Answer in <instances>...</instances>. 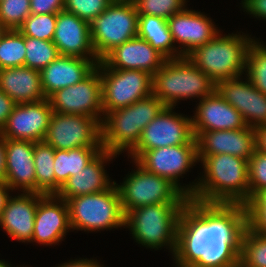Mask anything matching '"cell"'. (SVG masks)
I'll use <instances>...</instances> for the list:
<instances>
[{
    "label": "cell",
    "mask_w": 266,
    "mask_h": 267,
    "mask_svg": "<svg viewBox=\"0 0 266 267\" xmlns=\"http://www.w3.org/2000/svg\"><path fill=\"white\" fill-rule=\"evenodd\" d=\"M247 226L244 204L188 198L178 221L173 260L180 267H237Z\"/></svg>",
    "instance_id": "1"
},
{
    "label": "cell",
    "mask_w": 266,
    "mask_h": 267,
    "mask_svg": "<svg viewBox=\"0 0 266 267\" xmlns=\"http://www.w3.org/2000/svg\"><path fill=\"white\" fill-rule=\"evenodd\" d=\"M203 173L191 199L203 203L249 202L248 160L229 154L197 155Z\"/></svg>",
    "instance_id": "2"
},
{
    "label": "cell",
    "mask_w": 266,
    "mask_h": 267,
    "mask_svg": "<svg viewBox=\"0 0 266 267\" xmlns=\"http://www.w3.org/2000/svg\"><path fill=\"white\" fill-rule=\"evenodd\" d=\"M221 32L186 56L215 84L245 74L249 45L256 38L238 31L228 35Z\"/></svg>",
    "instance_id": "3"
},
{
    "label": "cell",
    "mask_w": 266,
    "mask_h": 267,
    "mask_svg": "<svg viewBox=\"0 0 266 267\" xmlns=\"http://www.w3.org/2000/svg\"><path fill=\"white\" fill-rule=\"evenodd\" d=\"M165 107L153 94L124 108L107 112L101 123L102 149L119 156L138 143L143 129Z\"/></svg>",
    "instance_id": "4"
},
{
    "label": "cell",
    "mask_w": 266,
    "mask_h": 267,
    "mask_svg": "<svg viewBox=\"0 0 266 267\" xmlns=\"http://www.w3.org/2000/svg\"><path fill=\"white\" fill-rule=\"evenodd\" d=\"M185 204H151L135 208L125 215V228H129L138 244L155 250H161L165 246L173 258L178 221Z\"/></svg>",
    "instance_id": "5"
},
{
    "label": "cell",
    "mask_w": 266,
    "mask_h": 267,
    "mask_svg": "<svg viewBox=\"0 0 266 267\" xmlns=\"http://www.w3.org/2000/svg\"><path fill=\"white\" fill-rule=\"evenodd\" d=\"M152 85L153 95L169 107H176L180 100L199 101L216 89V84L187 57L167 59L153 75Z\"/></svg>",
    "instance_id": "6"
},
{
    "label": "cell",
    "mask_w": 266,
    "mask_h": 267,
    "mask_svg": "<svg viewBox=\"0 0 266 267\" xmlns=\"http://www.w3.org/2000/svg\"><path fill=\"white\" fill-rule=\"evenodd\" d=\"M71 229L90 231L125 228L119 192L115 183L106 191L73 197L67 201Z\"/></svg>",
    "instance_id": "7"
},
{
    "label": "cell",
    "mask_w": 266,
    "mask_h": 267,
    "mask_svg": "<svg viewBox=\"0 0 266 267\" xmlns=\"http://www.w3.org/2000/svg\"><path fill=\"white\" fill-rule=\"evenodd\" d=\"M138 16L133 0H114L90 22L91 42L99 61L115 47L137 37Z\"/></svg>",
    "instance_id": "8"
},
{
    "label": "cell",
    "mask_w": 266,
    "mask_h": 267,
    "mask_svg": "<svg viewBox=\"0 0 266 267\" xmlns=\"http://www.w3.org/2000/svg\"><path fill=\"white\" fill-rule=\"evenodd\" d=\"M135 169L117 186L124 214L151 204L186 203L188 198L168 179L147 172L136 161Z\"/></svg>",
    "instance_id": "9"
},
{
    "label": "cell",
    "mask_w": 266,
    "mask_h": 267,
    "mask_svg": "<svg viewBox=\"0 0 266 267\" xmlns=\"http://www.w3.org/2000/svg\"><path fill=\"white\" fill-rule=\"evenodd\" d=\"M102 81V108L104 115L132 105L153 94V76L141 70H118L107 68L101 61L97 64Z\"/></svg>",
    "instance_id": "10"
},
{
    "label": "cell",
    "mask_w": 266,
    "mask_h": 267,
    "mask_svg": "<svg viewBox=\"0 0 266 267\" xmlns=\"http://www.w3.org/2000/svg\"><path fill=\"white\" fill-rule=\"evenodd\" d=\"M136 162L147 172L157 174L173 183L187 198H191L198 184L195 179L189 184L180 183L189 169L198 163L197 144L165 146L145 151ZM181 184V185H180Z\"/></svg>",
    "instance_id": "11"
},
{
    "label": "cell",
    "mask_w": 266,
    "mask_h": 267,
    "mask_svg": "<svg viewBox=\"0 0 266 267\" xmlns=\"http://www.w3.org/2000/svg\"><path fill=\"white\" fill-rule=\"evenodd\" d=\"M175 107L165 106L143 129L137 145L128 153L136 161L145 151L165 146L197 144L192 130L191 116L174 111Z\"/></svg>",
    "instance_id": "12"
},
{
    "label": "cell",
    "mask_w": 266,
    "mask_h": 267,
    "mask_svg": "<svg viewBox=\"0 0 266 267\" xmlns=\"http://www.w3.org/2000/svg\"><path fill=\"white\" fill-rule=\"evenodd\" d=\"M43 142L60 150L102 147L101 123L85 115L53 112Z\"/></svg>",
    "instance_id": "13"
},
{
    "label": "cell",
    "mask_w": 266,
    "mask_h": 267,
    "mask_svg": "<svg viewBox=\"0 0 266 267\" xmlns=\"http://www.w3.org/2000/svg\"><path fill=\"white\" fill-rule=\"evenodd\" d=\"M48 100L53 112L85 115L102 123L104 113L100 70L96 68L83 81L57 90Z\"/></svg>",
    "instance_id": "14"
},
{
    "label": "cell",
    "mask_w": 266,
    "mask_h": 267,
    "mask_svg": "<svg viewBox=\"0 0 266 267\" xmlns=\"http://www.w3.org/2000/svg\"><path fill=\"white\" fill-rule=\"evenodd\" d=\"M52 113L48 99L15 104L0 132L4 138L42 142Z\"/></svg>",
    "instance_id": "15"
},
{
    "label": "cell",
    "mask_w": 266,
    "mask_h": 267,
    "mask_svg": "<svg viewBox=\"0 0 266 267\" xmlns=\"http://www.w3.org/2000/svg\"><path fill=\"white\" fill-rule=\"evenodd\" d=\"M71 232L66 200L56 194H39L31 242L45 246L58 245Z\"/></svg>",
    "instance_id": "16"
},
{
    "label": "cell",
    "mask_w": 266,
    "mask_h": 267,
    "mask_svg": "<svg viewBox=\"0 0 266 267\" xmlns=\"http://www.w3.org/2000/svg\"><path fill=\"white\" fill-rule=\"evenodd\" d=\"M244 77L242 75L219 81L216 90L241 113L245 124L255 129L266 125V95L258 91L245 75Z\"/></svg>",
    "instance_id": "17"
},
{
    "label": "cell",
    "mask_w": 266,
    "mask_h": 267,
    "mask_svg": "<svg viewBox=\"0 0 266 267\" xmlns=\"http://www.w3.org/2000/svg\"><path fill=\"white\" fill-rule=\"evenodd\" d=\"M169 30L176 43L180 58L204 45L220 32L211 18L201 11L187 8L167 19ZM181 45V46H180Z\"/></svg>",
    "instance_id": "18"
},
{
    "label": "cell",
    "mask_w": 266,
    "mask_h": 267,
    "mask_svg": "<svg viewBox=\"0 0 266 267\" xmlns=\"http://www.w3.org/2000/svg\"><path fill=\"white\" fill-rule=\"evenodd\" d=\"M196 105L194 115L191 117L195 138L201 132L238 130L247 126L241 113L225 101L216 89Z\"/></svg>",
    "instance_id": "19"
},
{
    "label": "cell",
    "mask_w": 266,
    "mask_h": 267,
    "mask_svg": "<svg viewBox=\"0 0 266 267\" xmlns=\"http://www.w3.org/2000/svg\"><path fill=\"white\" fill-rule=\"evenodd\" d=\"M52 42L61 56L98 59L91 42L90 23L67 11L57 13Z\"/></svg>",
    "instance_id": "20"
},
{
    "label": "cell",
    "mask_w": 266,
    "mask_h": 267,
    "mask_svg": "<svg viewBox=\"0 0 266 267\" xmlns=\"http://www.w3.org/2000/svg\"><path fill=\"white\" fill-rule=\"evenodd\" d=\"M197 155L229 154L249 160L256 149L255 129L201 132L196 138Z\"/></svg>",
    "instance_id": "21"
},
{
    "label": "cell",
    "mask_w": 266,
    "mask_h": 267,
    "mask_svg": "<svg viewBox=\"0 0 266 267\" xmlns=\"http://www.w3.org/2000/svg\"><path fill=\"white\" fill-rule=\"evenodd\" d=\"M167 59L138 36L111 50L101 62L111 69L141 70L152 76Z\"/></svg>",
    "instance_id": "22"
},
{
    "label": "cell",
    "mask_w": 266,
    "mask_h": 267,
    "mask_svg": "<svg viewBox=\"0 0 266 267\" xmlns=\"http://www.w3.org/2000/svg\"><path fill=\"white\" fill-rule=\"evenodd\" d=\"M5 183L14 192L36 193L34 142L5 138Z\"/></svg>",
    "instance_id": "23"
},
{
    "label": "cell",
    "mask_w": 266,
    "mask_h": 267,
    "mask_svg": "<svg viewBox=\"0 0 266 267\" xmlns=\"http://www.w3.org/2000/svg\"><path fill=\"white\" fill-rule=\"evenodd\" d=\"M100 61L59 55L40 71L42 88L48 99L62 88L75 85L88 77Z\"/></svg>",
    "instance_id": "24"
},
{
    "label": "cell",
    "mask_w": 266,
    "mask_h": 267,
    "mask_svg": "<svg viewBox=\"0 0 266 267\" xmlns=\"http://www.w3.org/2000/svg\"><path fill=\"white\" fill-rule=\"evenodd\" d=\"M116 157V154L102 150L83 170L69 177L56 195L67 201L73 197L108 190L115 181L109 178L105 166Z\"/></svg>",
    "instance_id": "25"
},
{
    "label": "cell",
    "mask_w": 266,
    "mask_h": 267,
    "mask_svg": "<svg viewBox=\"0 0 266 267\" xmlns=\"http://www.w3.org/2000/svg\"><path fill=\"white\" fill-rule=\"evenodd\" d=\"M39 193H19L10 196L0 216V226L10 238L30 243Z\"/></svg>",
    "instance_id": "26"
},
{
    "label": "cell",
    "mask_w": 266,
    "mask_h": 267,
    "mask_svg": "<svg viewBox=\"0 0 266 267\" xmlns=\"http://www.w3.org/2000/svg\"><path fill=\"white\" fill-rule=\"evenodd\" d=\"M0 89L16 104L47 99L42 88L40 71L26 66L1 69Z\"/></svg>",
    "instance_id": "27"
},
{
    "label": "cell",
    "mask_w": 266,
    "mask_h": 267,
    "mask_svg": "<svg viewBox=\"0 0 266 267\" xmlns=\"http://www.w3.org/2000/svg\"><path fill=\"white\" fill-rule=\"evenodd\" d=\"M166 59L180 58L166 19L153 15L138 16V35Z\"/></svg>",
    "instance_id": "28"
},
{
    "label": "cell",
    "mask_w": 266,
    "mask_h": 267,
    "mask_svg": "<svg viewBox=\"0 0 266 267\" xmlns=\"http://www.w3.org/2000/svg\"><path fill=\"white\" fill-rule=\"evenodd\" d=\"M102 150V147H79L70 150L55 149L53 164L55 194L69 177L83 170Z\"/></svg>",
    "instance_id": "29"
},
{
    "label": "cell",
    "mask_w": 266,
    "mask_h": 267,
    "mask_svg": "<svg viewBox=\"0 0 266 267\" xmlns=\"http://www.w3.org/2000/svg\"><path fill=\"white\" fill-rule=\"evenodd\" d=\"M55 149L42 142H34V167L36 178V193L55 194L54 174Z\"/></svg>",
    "instance_id": "30"
},
{
    "label": "cell",
    "mask_w": 266,
    "mask_h": 267,
    "mask_svg": "<svg viewBox=\"0 0 266 267\" xmlns=\"http://www.w3.org/2000/svg\"><path fill=\"white\" fill-rule=\"evenodd\" d=\"M254 39L246 55L245 74L250 83L266 95V43Z\"/></svg>",
    "instance_id": "31"
},
{
    "label": "cell",
    "mask_w": 266,
    "mask_h": 267,
    "mask_svg": "<svg viewBox=\"0 0 266 267\" xmlns=\"http://www.w3.org/2000/svg\"><path fill=\"white\" fill-rule=\"evenodd\" d=\"M25 36L19 30H8L0 40V70L25 64Z\"/></svg>",
    "instance_id": "32"
},
{
    "label": "cell",
    "mask_w": 266,
    "mask_h": 267,
    "mask_svg": "<svg viewBox=\"0 0 266 267\" xmlns=\"http://www.w3.org/2000/svg\"><path fill=\"white\" fill-rule=\"evenodd\" d=\"M240 264L243 267H266V236L249 226L242 237Z\"/></svg>",
    "instance_id": "33"
},
{
    "label": "cell",
    "mask_w": 266,
    "mask_h": 267,
    "mask_svg": "<svg viewBox=\"0 0 266 267\" xmlns=\"http://www.w3.org/2000/svg\"><path fill=\"white\" fill-rule=\"evenodd\" d=\"M25 47L24 66L37 71H41L59 56L57 47L52 41L25 36Z\"/></svg>",
    "instance_id": "34"
},
{
    "label": "cell",
    "mask_w": 266,
    "mask_h": 267,
    "mask_svg": "<svg viewBox=\"0 0 266 267\" xmlns=\"http://www.w3.org/2000/svg\"><path fill=\"white\" fill-rule=\"evenodd\" d=\"M57 13L30 14L18 29L24 36L52 41L56 28Z\"/></svg>",
    "instance_id": "35"
},
{
    "label": "cell",
    "mask_w": 266,
    "mask_h": 267,
    "mask_svg": "<svg viewBox=\"0 0 266 267\" xmlns=\"http://www.w3.org/2000/svg\"><path fill=\"white\" fill-rule=\"evenodd\" d=\"M138 15H153L169 19L172 15L181 12L188 0H133Z\"/></svg>",
    "instance_id": "36"
},
{
    "label": "cell",
    "mask_w": 266,
    "mask_h": 267,
    "mask_svg": "<svg viewBox=\"0 0 266 267\" xmlns=\"http://www.w3.org/2000/svg\"><path fill=\"white\" fill-rule=\"evenodd\" d=\"M30 14V0L0 1V20L8 30H18Z\"/></svg>",
    "instance_id": "37"
},
{
    "label": "cell",
    "mask_w": 266,
    "mask_h": 267,
    "mask_svg": "<svg viewBox=\"0 0 266 267\" xmlns=\"http://www.w3.org/2000/svg\"><path fill=\"white\" fill-rule=\"evenodd\" d=\"M249 201L266 189V154L255 149L248 160Z\"/></svg>",
    "instance_id": "38"
},
{
    "label": "cell",
    "mask_w": 266,
    "mask_h": 267,
    "mask_svg": "<svg viewBox=\"0 0 266 267\" xmlns=\"http://www.w3.org/2000/svg\"><path fill=\"white\" fill-rule=\"evenodd\" d=\"M114 0H65L64 11L90 23L104 12Z\"/></svg>",
    "instance_id": "39"
},
{
    "label": "cell",
    "mask_w": 266,
    "mask_h": 267,
    "mask_svg": "<svg viewBox=\"0 0 266 267\" xmlns=\"http://www.w3.org/2000/svg\"><path fill=\"white\" fill-rule=\"evenodd\" d=\"M248 226L266 236V189L258 192L247 204Z\"/></svg>",
    "instance_id": "40"
},
{
    "label": "cell",
    "mask_w": 266,
    "mask_h": 267,
    "mask_svg": "<svg viewBox=\"0 0 266 267\" xmlns=\"http://www.w3.org/2000/svg\"><path fill=\"white\" fill-rule=\"evenodd\" d=\"M65 0H30L31 14H52L64 10Z\"/></svg>",
    "instance_id": "41"
},
{
    "label": "cell",
    "mask_w": 266,
    "mask_h": 267,
    "mask_svg": "<svg viewBox=\"0 0 266 267\" xmlns=\"http://www.w3.org/2000/svg\"><path fill=\"white\" fill-rule=\"evenodd\" d=\"M243 12L266 21V0H241Z\"/></svg>",
    "instance_id": "42"
},
{
    "label": "cell",
    "mask_w": 266,
    "mask_h": 267,
    "mask_svg": "<svg viewBox=\"0 0 266 267\" xmlns=\"http://www.w3.org/2000/svg\"><path fill=\"white\" fill-rule=\"evenodd\" d=\"M15 104L16 103L0 89V131L5 126Z\"/></svg>",
    "instance_id": "43"
},
{
    "label": "cell",
    "mask_w": 266,
    "mask_h": 267,
    "mask_svg": "<svg viewBox=\"0 0 266 267\" xmlns=\"http://www.w3.org/2000/svg\"><path fill=\"white\" fill-rule=\"evenodd\" d=\"M95 258V259H72L69 260L65 263L59 264L58 266L55 267H104V265L100 264V262Z\"/></svg>",
    "instance_id": "44"
},
{
    "label": "cell",
    "mask_w": 266,
    "mask_h": 267,
    "mask_svg": "<svg viewBox=\"0 0 266 267\" xmlns=\"http://www.w3.org/2000/svg\"><path fill=\"white\" fill-rule=\"evenodd\" d=\"M6 177V152L5 138L0 132V183L5 182Z\"/></svg>",
    "instance_id": "45"
},
{
    "label": "cell",
    "mask_w": 266,
    "mask_h": 267,
    "mask_svg": "<svg viewBox=\"0 0 266 267\" xmlns=\"http://www.w3.org/2000/svg\"><path fill=\"white\" fill-rule=\"evenodd\" d=\"M256 149L266 154V125L255 128Z\"/></svg>",
    "instance_id": "46"
},
{
    "label": "cell",
    "mask_w": 266,
    "mask_h": 267,
    "mask_svg": "<svg viewBox=\"0 0 266 267\" xmlns=\"http://www.w3.org/2000/svg\"><path fill=\"white\" fill-rule=\"evenodd\" d=\"M9 192H12L11 188L5 182L0 183V216L8 198L12 195Z\"/></svg>",
    "instance_id": "47"
},
{
    "label": "cell",
    "mask_w": 266,
    "mask_h": 267,
    "mask_svg": "<svg viewBox=\"0 0 266 267\" xmlns=\"http://www.w3.org/2000/svg\"><path fill=\"white\" fill-rule=\"evenodd\" d=\"M8 29L4 26L3 22L0 20V40L6 34Z\"/></svg>",
    "instance_id": "48"
},
{
    "label": "cell",
    "mask_w": 266,
    "mask_h": 267,
    "mask_svg": "<svg viewBox=\"0 0 266 267\" xmlns=\"http://www.w3.org/2000/svg\"><path fill=\"white\" fill-rule=\"evenodd\" d=\"M0 267H12V264L8 263L5 260H0Z\"/></svg>",
    "instance_id": "49"
}]
</instances>
